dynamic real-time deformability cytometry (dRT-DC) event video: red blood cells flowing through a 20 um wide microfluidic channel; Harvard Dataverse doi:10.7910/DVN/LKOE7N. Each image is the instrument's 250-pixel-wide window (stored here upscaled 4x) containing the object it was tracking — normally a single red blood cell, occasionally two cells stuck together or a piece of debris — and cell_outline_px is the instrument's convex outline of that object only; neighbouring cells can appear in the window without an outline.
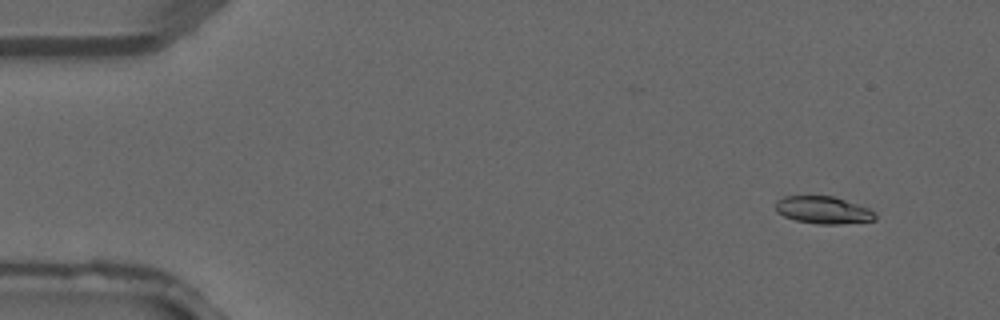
{"species": "common noctule bat (a hibernating species)", "species_latin": "Nyctalus noctula", "temperature_condition": "warm", "stored_images_in_passage": 3, "camera_frame_rate_fps": 3000, "um_per_image_px": 0.085, "animal": {"sex": "male", "forearm_length_mm": 52.5}, "frame": {"image": 1, "passage_image": 1, "time_ms": 0.0, "image_size_px": [1000, 320], "cell_outline_px": [[876, 220], [840, 224], [816, 224], [796, 220], [784, 216], [776, 212], [776, 200], [784, 196], [832, 196], [868, 208], [876, 212]], "centroid_in_image_um": [69.96, 17.86], "position_along_channel_um": 15.0, "area_um2": 15.84}}